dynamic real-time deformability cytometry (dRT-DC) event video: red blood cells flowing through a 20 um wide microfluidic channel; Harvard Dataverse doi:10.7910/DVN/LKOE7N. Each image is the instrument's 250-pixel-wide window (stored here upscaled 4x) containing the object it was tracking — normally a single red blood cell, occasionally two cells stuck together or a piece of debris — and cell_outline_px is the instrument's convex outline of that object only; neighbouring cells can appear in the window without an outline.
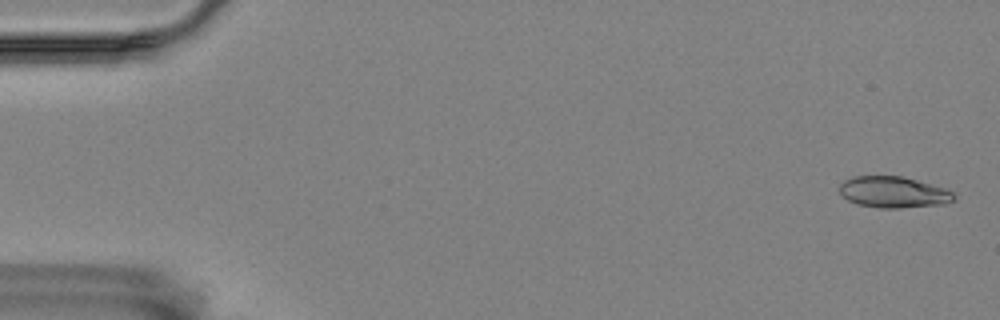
{"species": "Egyptian fruit bat (a non-hibernating species)", "species_latin": "Rousettus aegyptiacus", "temperature_condition": "room temperature", "stored_images_in_passage": 57, "camera_frame_rate_fps": 3000, "um_per_image_px": 0.085, "animal": {"sex": "female"}, "frame": {"image": 1, "passage_image": 2, "time_ms": 0.333, "image_size_px": [1000, 320], "cell_outline_px": [[956, 196], [952, 200], [944, 204], [900, 208], [880, 208], [856, 204], [848, 200], [840, 192], [840, 184], [844, 180], [852, 176], [900, 176], [916, 180], [944, 188], [952, 192]], "centroid_in_image_um": [75.92, 16.34], "position_along_channel_um": 9.1, "area_um2": 20.69}}
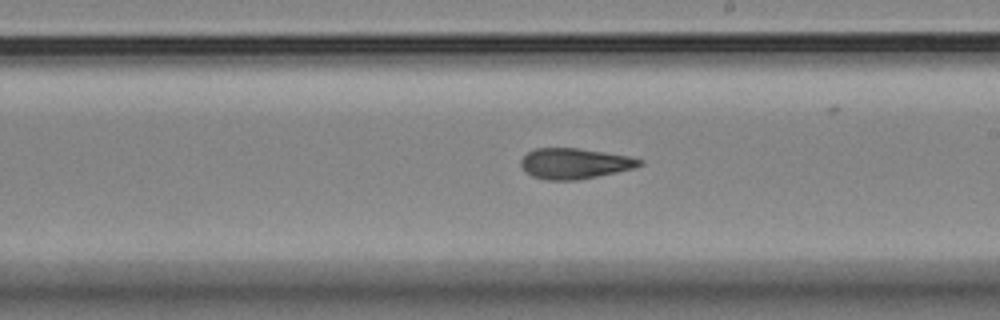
{"frame": {"image": 2, "passage_image": 33, "time_ms": 10.667, "image_size_px": [1000, 320], "cell_outline_px": [[644, 164], [632, 168], [616, 172], [576, 180], [544, 180], [532, 176], [524, 172], [520, 164], [520, 160], [528, 152], [536, 148], [576, 148], [604, 152], [628, 156], [644, 160]], "centroid_in_image_um": [48.8, 13.9], "position_along_channel_um": 240.2, "area_um2": 21.1}}
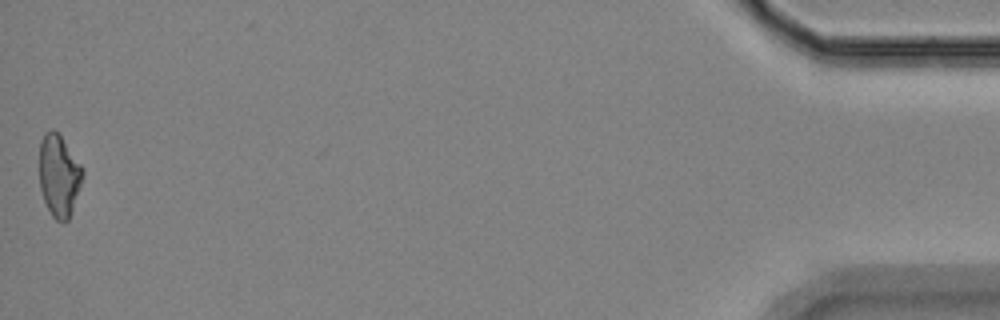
{"frame": {"image": 3, "passage_image": 57, "time_ms": 18.667, "image_size_px": [1000, 320], "cell_outline_px": [[84, 176], [72, 212], [68, 220], [64, 224], [56, 220], [52, 216], [44, 200], [40, 188], [40, 140], [44, 132], [52, 128], [60, 136], [84, 168]], "centroid_in_image_um": [5.03, 14.95], "position_along_channel_um": 430.2, "area_um2": 20.81}, "authors_computed_cell_mechanics": {"area_um2": 21.0392, "velocity_mm_per_s": 3.5143, "shape_relaxation_time_tau1_ms": null, "shape_relaxation_time_tau2_ms": 4.0142, "deformation_change_tau1": null, "deformation_change_tau2": 0.1106}}